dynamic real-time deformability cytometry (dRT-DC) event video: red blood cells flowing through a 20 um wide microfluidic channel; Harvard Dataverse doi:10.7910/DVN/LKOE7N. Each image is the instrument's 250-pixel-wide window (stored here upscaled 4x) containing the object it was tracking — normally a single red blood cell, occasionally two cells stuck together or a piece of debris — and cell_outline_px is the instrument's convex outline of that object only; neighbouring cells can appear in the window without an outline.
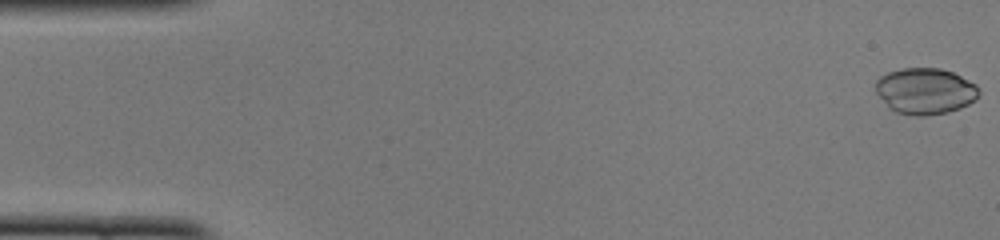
{"species": "common noctule bat (a hibernating species)", "species_latin": "Nyctalus noctula", "temperature_condition": "cold", "stored_images_in_passage": 45, "camera_frame_rate_fps": 3000, "um_per_image_px": 0.085, "animal": {"sex": "female", "body_mass_g": 22.0, "forearm_length_mm": 56.7}, "frame": {"image": 1, "passage_image": 1, "time_ms": 0.0, "image_size_px": [1000, 240], "cell_outline_px": [[980, 92], [976, 100], [960, 108], [948, 112], [928, 116], [912, 116], [896, 112], [888, 108], [876, 92], [876, 80], [880, 76], [888, 72], [900, 68], [940, 68], [952, 72], [976, 84]], "centroid_in_image_um": [78.63, 7.75], "position_along_channel_um": 6.4, "area_um2": 28.03}}
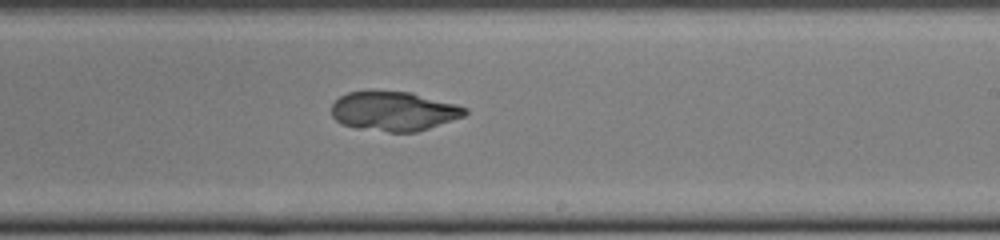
{"frame": {"image": 2, "passage_image": 30, "time_ms": 9.667, "image_size_px": [1000, 240], "cell_outline_px": [[468, 112], [464, 116], [416, 132], [388, 132], [356, 128], [340, 124], [332, 116], [332, 104], [340, 96], [348, 92], [412, 92], [456, 104], [468, 108]], "centroid_in_image_um": [33.47, 9.46], "position_along_channel_um": 255.5, "area_um2": 30.46}}
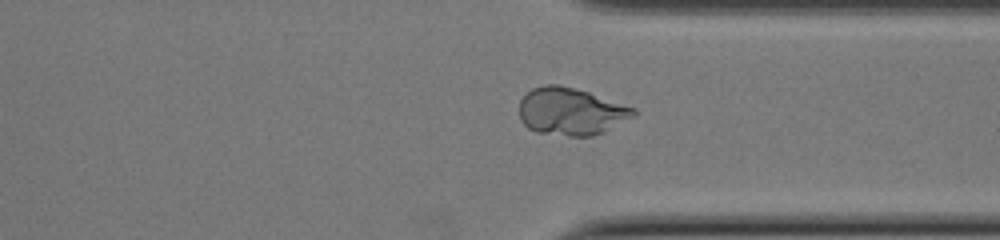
{"frame": {"image": 3, "passage_image": 38, "time_ms": 12.333, "image_size_px": [1000, 240], "cell_outline_px": [[636, 116], [604, 132], [592, 136], [572, 136], [536, 132], [528, 128], [520, 120], [520, 100], [532, 88], [544, 84], [556, 84], [588, 92], [636, 108]], "centroid_in_image_um": [48.54, 9.48], "position_along_channel_um": 362.9, "area_um2": 31.56}}